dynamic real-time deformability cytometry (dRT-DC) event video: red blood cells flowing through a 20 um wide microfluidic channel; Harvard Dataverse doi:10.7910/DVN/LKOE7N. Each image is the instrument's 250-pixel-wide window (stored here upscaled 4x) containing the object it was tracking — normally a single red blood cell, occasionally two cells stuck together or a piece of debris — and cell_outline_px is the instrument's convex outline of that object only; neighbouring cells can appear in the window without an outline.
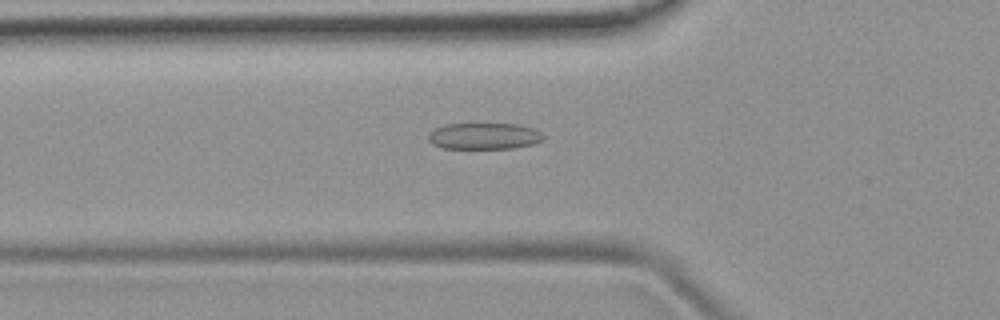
{"species": "common noctule bat (a hibernating species)", "species_latin": "Nyctalus noctula", "temperature_condition": "room temperature", "stored_images_in_passage": 44, "camera_frame_rate_fps": 3000, "um_per_image_px": 0.085, "animal": {"sex": "female", "body_mass_g": 19.9}, "frame": {"image": 1, "passage_image": 11, "time_ms": 3.333, "image_size_px": [1000, 320], "cell_outline_px": [[544, 140], [536, 144], [512, 148], [444, 148], [432, 144], [428, 140], [428, 132], [444, 124], [520, 124], [536, 128], [544, 136]], "centroid_in_image_um": [41.19, 11.56], "position_along_channel_um": 84.6, "area_um2": 17.92}}
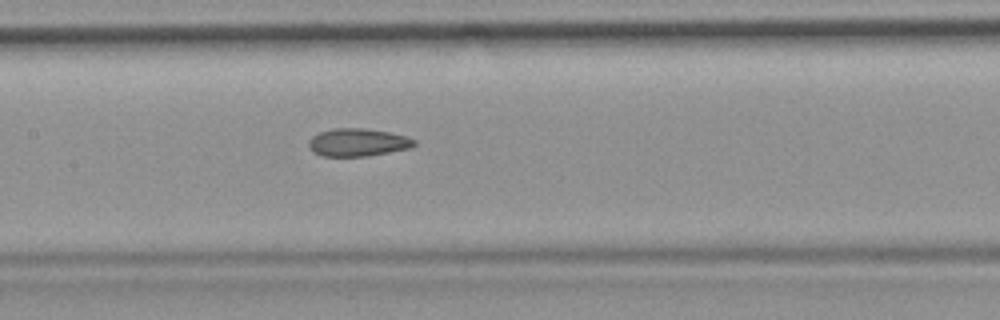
{"frame": {"image": 2, "passage_image": 18, "time_ms": 5.667, "image_size_px": [1000, 320], "cell_outline_px": [[416, 144], [412, 148], [364, 156], [320, 156], [312, 152], [308, 144], [308, 140], [312, 136], [320, 132], [332, 128], [364, 128], [388, 132], [404, 136], [416, 140]], "centroid_in_image_um": [30.38, 12.1], "position_along_channel_um": 177.0, "area_um2": 17.11}}
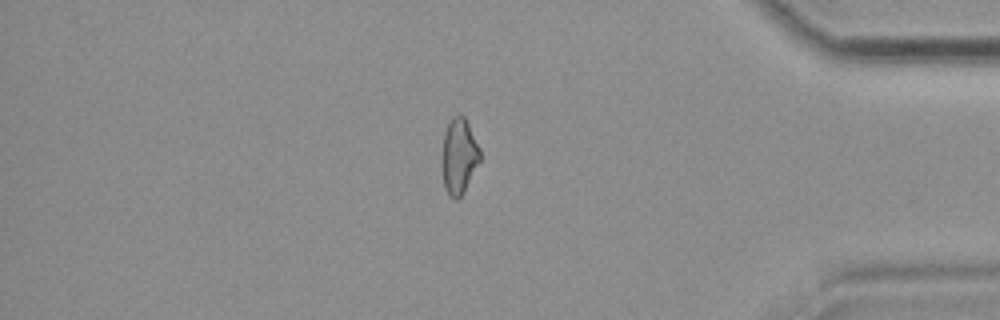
{"frame": {"image": 3, "passage_image": 37, "time_ms": 12.0, "image_size_px": [1000, 320], "cell_outline_px": [[480, 160], [464, 192], [456, 200], [448, 196], [444, 188], [444, 132], [452, 116], [460, 112], [464, 116], [480, 148]], "centroid_in_image_um": [39.04, 13.26], "position_along_channel_um": 396.2, "area_um2": 16.36}, "authors_computed_cell_mechanics": {"area_um2": 17.2244, "velocity_mm_per_s": 3.9358, "shape_relaxation_time_tau1_ms": null, "shape_relaxation_time_tau2_ms": 2.7841, "deformation_change_tau1": null, "deformation_change_tau2": 0.1128}}